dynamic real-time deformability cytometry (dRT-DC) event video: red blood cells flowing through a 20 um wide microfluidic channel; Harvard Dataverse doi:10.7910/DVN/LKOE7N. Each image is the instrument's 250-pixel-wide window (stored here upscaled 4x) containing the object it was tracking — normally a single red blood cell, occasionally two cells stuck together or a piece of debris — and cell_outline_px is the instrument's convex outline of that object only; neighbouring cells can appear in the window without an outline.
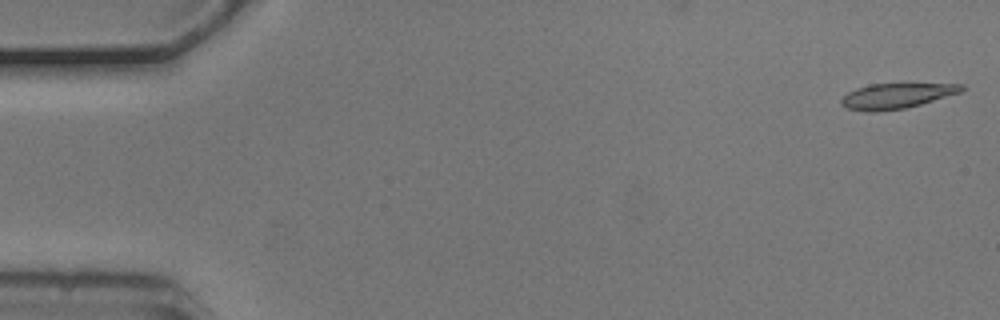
{"species": "common noctule bat (a hibernating species)", "species_latin": "Nyctalus noctula", "temperature_condition": "cold", "stored_images_in_passage": 5, "camera_frame_rate_fps": 3000, "um_per_image_px": 0.085, "animal": {"sex": "male", "body_mass_g": 20.5, "forearm_length_mm": 52.5}, "frame": {"image": 1, "passage_image": 1, "time_ms": 0.0, "image_size_px": [1000, 320], "cell_outline_px": [[964, 88], [960, 92], [920, 104], [904, 108], [872, 112], [868, 112], [848, 108], [840, 104], [840, 100], [848, 92], [856, 88], [872, 84], [964, 84]], "centroid_in_image_um": [76.15, 8.15], "position_along_channel_um": 8.8, "area_um2": 17.34}}
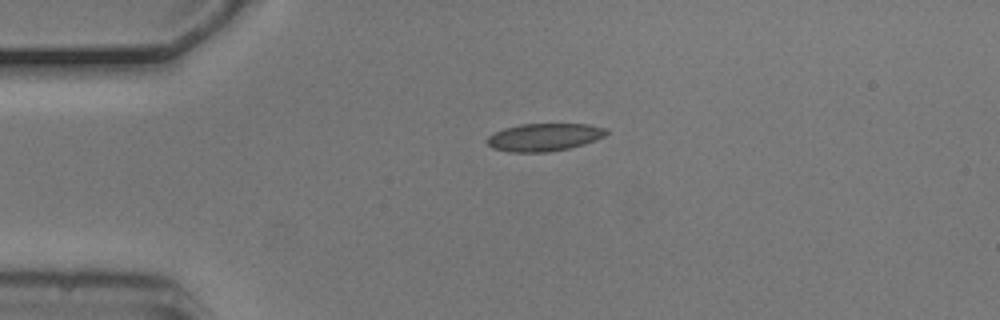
{"frame": {"image": 2, "passage_image": 5, "time_ms": 1.333, "image_size_px": [1000, 320], "cell_outline_px": [[608, 132], [604, 136], [596, 140], [584, 144], [568, 148], [548, 152], [508, 152], [492, 148], [484, 140], [488, 136], [504, 128], [520, 124], [588, 124], [604, 128]], "centroid_in_image_um": [46.22, 11.66], "position_along_channel_um": 38.8, "area_um2": 19.25}}